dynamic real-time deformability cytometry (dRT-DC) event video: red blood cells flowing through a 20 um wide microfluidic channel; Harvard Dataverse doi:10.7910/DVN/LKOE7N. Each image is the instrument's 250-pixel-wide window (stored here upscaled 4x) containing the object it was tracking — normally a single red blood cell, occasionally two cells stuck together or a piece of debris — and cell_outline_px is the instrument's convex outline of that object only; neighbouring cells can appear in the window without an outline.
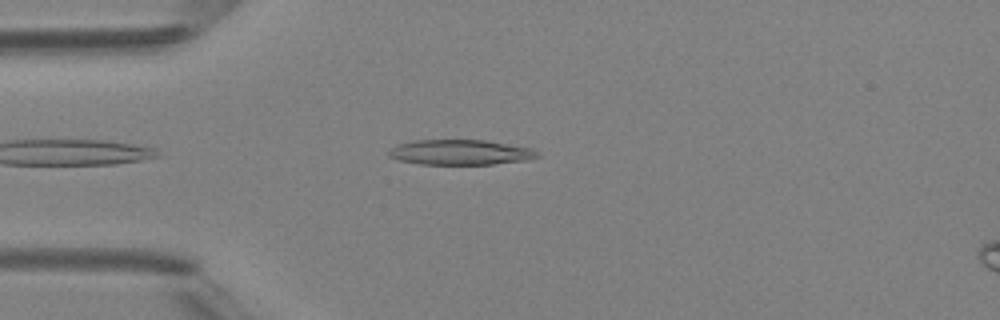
{"species": "Egyptian fruit bat (a non-hibernating species)", "species_latin": "Rousettus aegyptiacus", "temperature_condition": "room temperature", "stored_images_in_passage": 3, "camera_frame_rate_fps": 3000, "um_per_image_px": 0.085, "animal": {"sex": "female"}, "frame": {"image": 1, "passage_image": 3, "time_ms": 3.0, "image_size_px": [1000, 320], "cell_outline_px": [[540, 156], [528, 160], [492, 164], [420, 164], [400, 160], [388, 156], [388, 152], [392, 148], [400, 144], [416, 140], [488, 140], [532, 148]], "centroid_in_image_um": [39.17, 12.94], "position_along_channel_um": 45.8, "area_um2": 21.68}}